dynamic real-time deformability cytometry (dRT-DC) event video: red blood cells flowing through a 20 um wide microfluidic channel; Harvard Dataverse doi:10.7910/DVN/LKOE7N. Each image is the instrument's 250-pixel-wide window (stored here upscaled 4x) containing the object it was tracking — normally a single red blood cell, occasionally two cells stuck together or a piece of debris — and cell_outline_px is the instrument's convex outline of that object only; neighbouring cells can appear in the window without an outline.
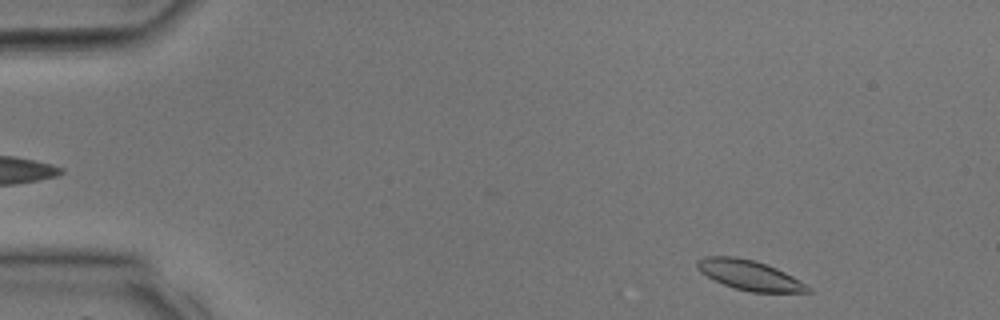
{"species": "common noctule bat (a hibernating species)", "species_latin": "Nyctalus noctula", "temperature_condition": "room temperature", "stored_images_in_passage": 31, "camera_frame_rate_fps": 3000, "um_per_image_px": 0.085, "animal": {"sex": "male", "body_mass_g": 17.9, "forearm_length_mm": 54.2}, "frame": {"image": 1, "passage_image": 1, "time_ms": 0.0, "image_size_px": [1000, 320], "cell_outline_px": [[812, 292], [752, 292], [736, 288], [724, 284], [700, 272], [696, 268], [696, 260], [704, 256], [736, 256], [756, 260], [776, 268], [792, 276], [812, 288]], "centroid_in_image_um": [63.69, 23.37], "position_along_channel_um": 21.3, "area_um2": 19.19}}
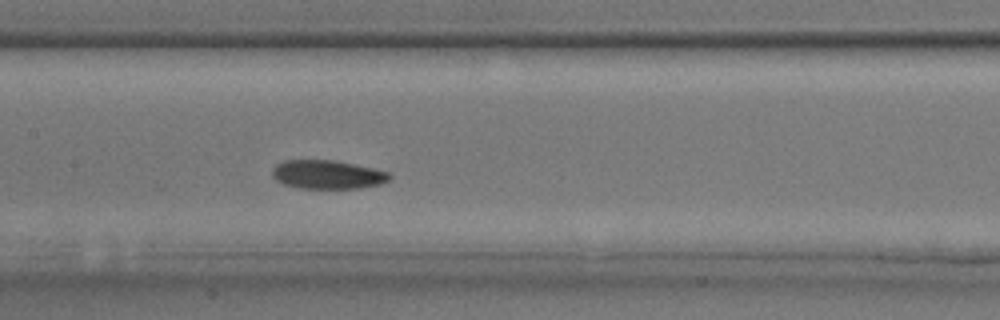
{"frame": {"image": 2, "passage_image": 14, "time_ms": 4.333, "image_size_px": [1000, 320], "cell_outline_px": [[392, 176], [388, 180], [380, 184], [360, 188], [300, 188], [284, 184], [276, 180], [272, 176], [272, 168], [276, 164], [284, 160], [336, 160], [372, 168], [388, 172]], "centroid_in_image_um": [27.81, 14.83], "position_along_channel_um": 179.6, "area_um2": 19.59}}
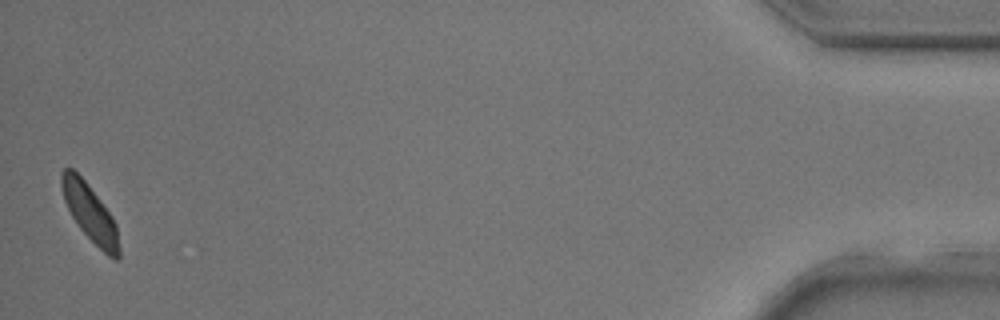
{"frame": {"image": 3, "passage_image": 31, "time_ms": 10.0, "image_size_px": [1000, 320], "cell_outline_px": [[120, 256], [116, 260], [108, 256], [80, 228], [72, 216], [64, 200], [60, 184], [60, 172], [64, 168], [72, 168], [84, 180], [112, 216], [116, 224], [120, 248]], "centroid_in_image_um": [7.64, 18.09], "position_along_channel_um": 427.6, "area_um2": 18.79}}